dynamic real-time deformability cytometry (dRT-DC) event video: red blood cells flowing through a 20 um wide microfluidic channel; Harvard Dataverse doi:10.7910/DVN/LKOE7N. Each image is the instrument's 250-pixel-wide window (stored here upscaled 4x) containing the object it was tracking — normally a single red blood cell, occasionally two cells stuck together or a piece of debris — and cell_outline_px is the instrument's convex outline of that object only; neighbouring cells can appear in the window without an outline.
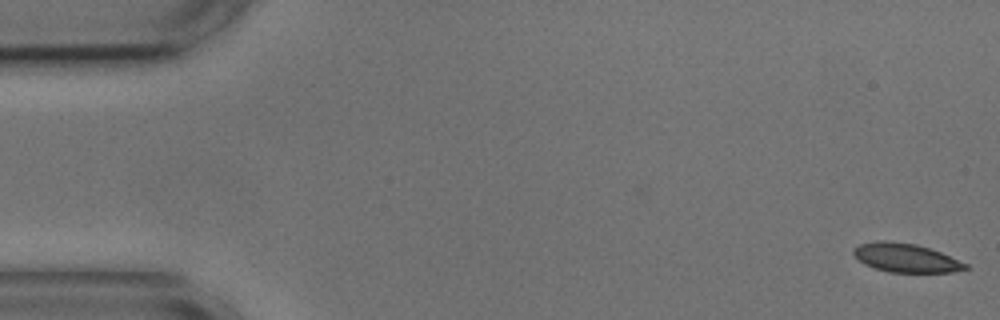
{"species": "common noctule bat (a hibernating species)", "species_latin": "Nyctalus noctula", "temperature_condition": "cold", "stored_images_in_passage": 5, "camera_frame_rate_fps": 3000, "um_per_image_px": 0.085, "animal": {"sex": "male", "body_mass_g": 17.9, "forearm_length_mm": 54.2}, "frame": {"image": 1, "passage_image": 1, "time_ms": 0.0, "image_size_px": [1000, 320], "cell_outline_px": [[968, 268], [952, 272], [888, 272], [864, 264], [852, 252], [852, 248], [860, 244], [880, 240], [884, 240], [916, 244], [940, 252], [968, 264]], "centroid_in_image_um": [76.98, 21.91], "position_along_channel_um": 8.0, "area_um2": 18.55}}
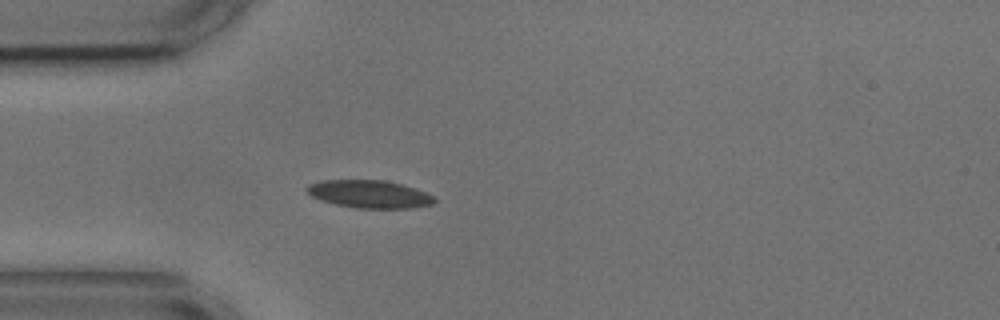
{"frame": {"image": 2, "passage_image": 5, "time_ms": 4.667, "image_size_px": [1000, 320], "cell_outline_px": [[436, 200], [432, 204], [412, 208], [356, 208], [336, 204], [320, 200], [312, 196], [304, 188], [308, 184], [324, 180], [384, 180], [416, 188], [436, 196]], "centroid_in_image_um": [31.42, 16.5], "position_along_channel_um": 53.6, "area_um2": 20.69}}